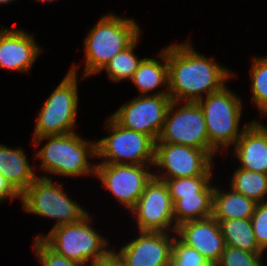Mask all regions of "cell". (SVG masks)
I'll use <instances>...</instances> for the list:
<instances>
[{
	"instance_id": "obj_1",
	"label": "cell",
	"mask_w": 267,
	"mask_h": 266,
	"mask_svg": "<svg viewBox=\"0 0 267 266\" xmlns=\"http://www.w3.org/2000/svg\"><path fill=\"white\" fill-rule=\"evenodd\" d=\"M190 43L188 40L167 47L168 92L171 100L181 105L222 90L234 75L225 66L196 52Z\"/></svg>"
},
{
	"instance_id": "obj_2",
	"label": "cell",
	"mask_w": 267,
	"mask_h": 266,
	"mask_svg": "<svg viewBox=\"0 0 267 266\" xmlns=\"http://www.w3.org/2000/svg\"><path fill=\"white\" fill-rule=\"evenodd\" d=\"M141 32L134 19L113 13L103 15L84 40L86 64L82 78L102 71L117 53L140 37Z\"/></svg>"
},
{
	"instance_id": "obj_3",
	"label": "cell",
	"mask_w": 267,
	"mask_h": 266,
	"mask_svg": "<svg viewBox=\"0 0 267 266\" xmlns=\"http://www.w3.org/2000/svg\"><path fill=\"white\" fill-rule=\"evenodd\" d=\"M44 139L48 142L34 155L41 160L40 168L44 173L66 177L95 176L96 165L92 166L88 158H97L96 142L83 140L76 132L32 140L39 145Z\"/></svg>"
},
{
	"instance_id": "obj_4",
	"label": "cell",
	"mask_w": 267,
	"mask_h": 266,
	"mask_svg": "<svg viewBox=\"0 0 267 266\" xmlns=\"http://www.w3.org/2000/svg\"><path fill=\"white\" fill-rule=\"evenodd\" d=\"M92 220L88 213L76 223L53 227L48 235L35 239L41 238L56 253L85 266L88 261L105 258L112 251L107 249L108 240L91 227Z\"/></svg>"
},
{
	"instance_id": "obj_5",
	"label": "cell",
	"mask_w": 267,
	"mask_h": 266,
	"mask_svg": "<svg viewBox=\"0 0 267 266\" xmlns=\"http://www.w3.org/2000/svg\"><path fill=\"white\" fill-rule=\"evenodd\" d=\"M206 97V98H205ZM197 101L203 111L209 144L218 152L236 144L244 127L239 131L242 101L226 86ZM222 147V148H221Z\"/></svg>"
},
{
	"instance_id": "obj_6",
	"label": "cell",
	"mask_w": 267,
	"mask_h": 266,
	"mask_svg": "<svg viewBox=\"0 0 267 266\" xmlns=\"http://www.w3.org/2000/svg\"><path fill=\"white\" fill-rule=\"evenodd\" d=\"M77 67L72 65L56 89L42 103L33 138L75 132L78 108Z\"/></svg>"
},
{
	"instance_id": "obj_7",
	"label": "cell",
	"mask_w": 267,
	"mask_h": 266,
	"mask_svg": "<svg viewBox=\"0 0 267 266\" xmlns=\"http://www.w3.org/2000/svg\"><path fill=\"white\" fill-rule=\"evenodd\" d=\"M19 199L26 212L55 219L53 227L76 223L88 214L63 192L62 184L54 183L47 175L38 176Z\"/></svg>"
},
{
	"instance_id": "obj_8",
	"label": "cell",
	"mask_w": 267,
	"mask_h": 266,
	"mask_svg": "<svg viewBox=\"0 0 267 266\" xmlns=\"http://www.w3.org/2000/svg\"><path fill=\"white\" fill-rule=\"evenodd\" d=\"M106 125L111 135L96 141L97 157L105 159L100 163L154 164L156 141L151 136L121 126L112 116Z\"/></svg>"
},
{
	"instance_id": "obj_9",
	"label": "cell",
	"mask_w": 267,
	"mask_h": 266,
	"mask_svg": "<svg viewBox=\"0 0 267 266\" xmlns=\"http://www.w3.org/2000/svg\"><path fill=\"white\" fill-rule=\"evenodd\" d=\"M184 103L180 108H177L179 102L170 103L162 132L156 143L187 145L206 150L214 157L217 151L209 144L202 109L197 102Z\"/></svg>"
},
{
	"instance_id": "obj_10",
	"label": "cell",
	"mask_w": 267,
	"mask_h": 266,
	"mask_svg": "<svg viewBox=\"0 0 267 266\" xmlns=\"http://www.w3.org/2000/svg\"><path fill=\"white\" fill-rule=\"evenodd\" d=\"M171 102L168 89H166L151 95L135 97L111 115L121 126L145 133L157 141Z\"/></svg>"
},
{
	"instance_id": "obj_11",
	"label": "cell",
	"mask_w": 267,
	"mask_h": 266,
	"mask_svg": "<svg viewBox=\"0 0 267 266\" xmlns=\"http://www.w3.org/2000/svg\"><path fill=\"white\" fill-rule=\"evenodd\" d=\"M212 159L213 157L203 149L180 144L155 143L153 165L163 169L165 173H153V177L173 179L211 175Z\"/></svg>"
},
{
	"instance_id": "obj_12",
	"label": "cell",
	"mask_w": 267,
	"mask_h": 266,
	"mask_svg": "<svg viewBox=\"0 0 267 266\" xmlns=\"http://www.w3.org/2000/svg\"><path fill=\"white\" fill-rule=\"evenodd\" d=\"M95 176L102 185L125 205L129 212L134 208L144 192L146 184L152 179V165L96 163Z\"/></svg>"
},
{
	"instance_id": "obj_13",
	"label": "cell",
	"mask_w": 267,
	"mask_h": 266,
	"mask_svg": "<svg viewBox=\"0 0 267 266\" xmlns=\"http://www.w3.org/2000/svg\"><path fill=\"white\" fill-rule=\"evenodd\" d=\"M131 212L137 218L139 231L176 232L173 204L167 184L162 180L152 177Z\"/></svg>"
},
{
	"instance_id": "obj_14",
	"label": "cell",
	"mask_w": 267,
	"mask_h": 266,
	"mask_svg": "<svg viewBox=\"0 0 267 266\" xmlns=\"http://www.w3.org/2000/svg\"><path fill=\"white\" fill-rule=\"evenodd\" d=\"M168 233L139 231L140 236L113 251L125 266H170L175 236Z\"/></svg>"
},
{
	"instance_id": "obj_15",
	"label": "cell",
	"mask_w": 267,
	"mask_h": 266,
	"mask_svg": "<svg viewBox=\"0 0 267 266\" xmlns=\"http://www.w3.org/2000/svg\"><path fill=\"white\" fill-rule=\"evenodd\" d=\"M174 234L184 244L196 249L211 266L219 262L226 246L219 223L213 216L183 222L177 226Z\"/></svg>"
},
{
	"instance_id": "obj_16",
	"label": "cell",
	"mask_w": 267,
	"mask_h": 266,
	"mask_svg": "<svg viewBox=\"0 0 267 266\" xmlns=\"http://www.w3.org/2000/svg\"><path fill=\"white\" fill-rule=\"evenodd\" d=\"M33 36L22 29H0V69L28 72L41 53Z\"/></svg>"
},
{
	"instance_id": "obj_17",
	"label": "cell",
	"mask_w": 267,
	"mask_h": 266,
	"mask_svg": "<svg viewBox=\"0 0 267 266\" xmlns=\"http://www.w3.org/2000/svg\"><path fill=\"white\" fill-rule=\"evenodd\" d=\"M234 154L239 159L238 168L267 174V127L261 122H248L234 145Z\"/></svg>"
},
{
	"instance_id": "obj_18",
	"label": "cell",
	"mask_w": 267,
	"mask_h": 266,
	"mask_svg": "<svg viewBox=\"0 0 267 266\" xmlns=\"http://www.w3.org/2000/svg\"><path fill=\"white\" fill-rule=\"evenodd\" d=\"M0 174L21 195L38 177L21 148L0 144Z\"/></svg>"
},
{
	"instance_id": "obj_19",
	"label": "cell",
	"mask_w": 267,
	"mask_h": 266,
	"mask_svg": "<svg viewBox=\"0 0 267 266\" xmlns=\"http://www.w3.org/2000/svg\"><path fill=\"white\" fill-rule=\"evenodd\" d=\"M257 202L232 188L223 192L215 186L213 194V217L216 220L251 218Z\"/></svg>"
},
{
	"instance_id": "obj_20",
	"label": "cell",
	"mask_w": 267,
	"mask_h": 266,
	"mask_svg": "<svg viewBox=\"0 0 267 266\" xmlns=\"http://www.w3.org/2000/svg\"><path fill=\"white\" fill-rule=\"evenodd\" d=\"M158 56L162 63L154 58L144 57L131 78L141 95H147L161 85L168 89L167 47Z\"/></svg>"
},
{
	"instance_id": "obj_21",
	"label": "cell",
	"mask_w": 267,
	"mask_h": 266,
	"mask_svg": "<svg viewBox=\"0 0 267 266\" xmlns=\"http://www.w3.org/2000/svg\"><path fill=\"white\" fill-rule=\"evenodd\" d=\"M217 221L227 246L251 253H264L255 239L250 218Z\"/></svg>"
},
{
	"instance_id": "obj_22",
	"label": "cell",
	"mask_w": 267,
	"mask_h": 266,
	"mask_svg": "<svg viewBox=\"0 0 267 266\" xmlns=\"http://www.w3.org/2000/svg\"><path fill=\"white\" fill-rule=\"evenodd\" d=\"M213 194L196 193V195L180 196L173 204L175 226L191 220H201L213 215Z\"/></svg>"
},
{
	"instance_id": "obj_23",
	"label": "cell",
	"mask_w": 267,
	"mask_h": 266,
	"mask_svg": "<svg viewBox=\"0 0 267 266\" xmlns=\"http://www.w3.org/2000/svg\"><path fill=\"white\" fill-rule=\"evenodd\" d=\"M231 188L255 202H264L267 195V174L237 168L230 184Z\"/></svg>"
},
{
	"instance_id": "obj_24",
	"label": "cell",
	"mask_w": 267,
	"mask_h": 266,
	"mask_svg": "<svg viewBox=\"0 0 267 266\" xmlns=\"http://www.w3.org/2000/svg\"><path fill=\"white\" fill-rule=\"evenodd\" d=\"M212 175H198L193 177L159 179L167 184L172 204L180 200V196L196 195V193H214L215 186H211Z\"/></svg>"
},
{
	"instance_id": "obj_25",
	"label": "cell",
	"mask_w": 267,
	"mask_h": 266,
	"mask_svg": "<svg viewBox=\"0 0 267 266\" xmlns=\"http://www.w3.org/2000/svg\"><path fill=\"white\" fill-rule=\"evenodd\" d=\"M139 37L127 48L117 53L105 66L109 79L114 82L132 78L143 58H138L134 54V48L139 41Z\"/></svg>"
},
{
	"instance_id": "obj_26",
	"label": "cell",
	"mask_w": 267,
	"mask_h": 266,
	"mask_svg": "<svg viewBox=\"0 0 267 266\" xmlns=\"http://www.w3.org/2000/svg\"><path fill=\"white\" fill-rule=\"evenodd\" d=\"M252 102L259 113L267 116V56L256 57L250 69Z\"/></svg>"
},
{
	"instance_id": "obj_27",
	"label": "cell",
	"mask_w": 267,
	"mask_h": 266,
	"mask_svg": "<svg viewBox=\"0 0 267 266\" xmlns=\"http://www.w3.org/2000/svg\"><path fill=\"white\" fill-rule=\"evenodd\" d=\"M170 266H211L194 248L184 244L175 236Z\"/></svg>"
},
{
	"instance_id": "obj_28",
	"label": "cell",
	"mask_w": 267,
	"mask_h": 266,
	"mask_svg": "<svg viewBox=\"0 0 267 266\" xmlns=\"http://www.w3.org/2000/svg\"><path fill=\"white\" fill-rule=\"evenodd\" d=\"M262 255L226 245L215 266H265L261 261Z\"/></svg>"
},
{
	"instance_id": "obj_29",
	"label": "cell",
	"mask_w": 267,
	"mask_h": 266,
	"mask_svg": "<svg viewBox=\"0 0 267 266\" xmlns=\"http://www.w3.org/2000/svg\"><path fill=\"white\" fill-rule=\"evenodd\" d=\"M34 250L41 266H84L56 253L41 238H34Z\"/></svg>"
},
{
	"instance_id": "obj_30",
	"label": "cell",
	"mask_w": 267,
	"mask_h": 266,
	"mask_svg": "<svg viewBox=\"0 0 267 266\" xmlns=\"http://www.w3.org/2000/svg\"><path fill=\"white\" fill-rule=\"evenodd\" d=\"M250 219L255 239L259 247L265 251L267 249V201L256 204Z\"/></svg>"
},
{
	"instance_id": "obj_31",
	"label": "cell",
	"mask_w": 267,
	"mask_h": 266,
	"mask_svg": "<svg viewBox=\"0 0 267 266\" xmlns=\"http://www.w3.org/2000/svg\"><path fill=\"white\" fill-rule=\"evenodd\" d=\"M19 197L20 195L11 187L5 177L0 174V202L9 198L11 199L10 201H13Z\"/></svg>"
},
{
	"instance_id": "obj_32",
	"label": "cell",
	"mask_w": 267,
	"mask_h": 266,
	"mask_svg": "<svg viewBox=\"0 0 267 266\" xmlns=\"http://www.w3.org/2000/svg\"><path fill=\"white\" fill-rule=\"evenodd\" d=\"M89 264L90 266H125L123 261L113 250L105 258Z\"/></svg>"
},
{
	"instance_id": "obj_33",
	"label": "cell",
	"mask_w": 267,
	"mask_h": 266,
	"mask_svg": "<svg viewBox=\"0 0 267 266\" xmlns=\"http://www.w3.org/2000/svg\"><path fill=\"white\" fill-rule=\"evenodd\" d=\"M11 2H13V0H0V4H6V3L8 4V3H11Z\"/></svg>"
},
{
	"instance_id": "obj_34",
	"label": "cell",
	"mask_w": 267,
	"mask_h": 266,
	"mask_svg": "<svg viewBox=\"0 0 267 266\" xmlns=\"http://www.w3.org/2000/svg\"><path fill=\"white\" fill-rule=\"evenodd\" d=\"M35 1H36V0H35ZM37 1H39V2H40V1H43V2H49V1H50V2H51V1H54V0H37Z\"/></svg>"
}]
</instances>
